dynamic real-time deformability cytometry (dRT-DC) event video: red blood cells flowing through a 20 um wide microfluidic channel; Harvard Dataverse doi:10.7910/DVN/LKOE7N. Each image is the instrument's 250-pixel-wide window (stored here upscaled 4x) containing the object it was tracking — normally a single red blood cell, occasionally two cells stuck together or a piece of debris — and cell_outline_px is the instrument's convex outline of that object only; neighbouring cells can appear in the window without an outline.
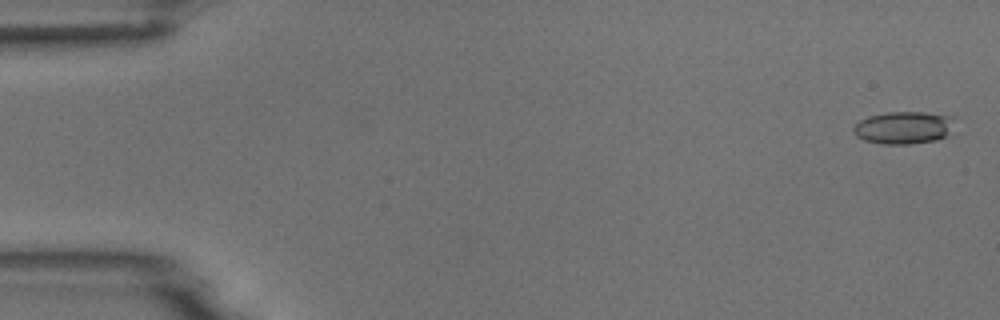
{"species": "common noctule bat (a hibernating species)", "species_latin": "Nyctalus noctula", "temperature_condition": "room temperature", "stored_images_in_passage": 6, "camera_frame_rate_fps": 3000, "um_per_image_px": 0.085, "animal": {"sex": "male", "body_mass_g": 18.8}, "frame": {"image": 1, "passage_image": 1, "time_ms": 0.0, "image_size_px": [1000, 320], "cell_outline_px": [[960, 132], [936, 140], [908, 144], [884, 144], [864, 140], [856, 136], [852, 132], [852, 128], [860, 120], [868, 116], [888, 112], [924, 112], [956, 116]], "centroid_in_image_um": [76.99, 10.84], "position_along_channel_um": 8.0, "area_um2": 20.11}}
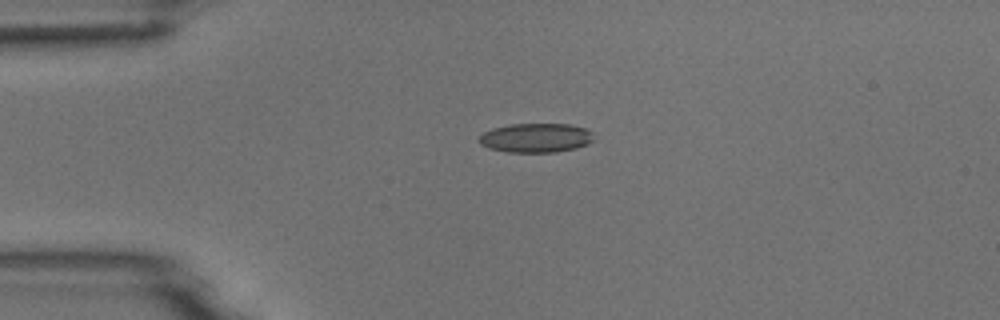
{"frame": {"image": 2, "passage_image": 4, "time_ms": 3.667, "image_size_px": [1000, 320], "cell_outline_px": [[596, 140], [588, 144], [576, 148], [556, 152], [508, 152], [488, 148], [480, 144], [476, 140], [484, 132], [492, 128], [512, 124], [568, 124], [584, 128], [592, 132]], "centroid_in_image_um": [45.56, 11.72], "position_along_channel_um": 39.4, "area_um2": 19.71}}